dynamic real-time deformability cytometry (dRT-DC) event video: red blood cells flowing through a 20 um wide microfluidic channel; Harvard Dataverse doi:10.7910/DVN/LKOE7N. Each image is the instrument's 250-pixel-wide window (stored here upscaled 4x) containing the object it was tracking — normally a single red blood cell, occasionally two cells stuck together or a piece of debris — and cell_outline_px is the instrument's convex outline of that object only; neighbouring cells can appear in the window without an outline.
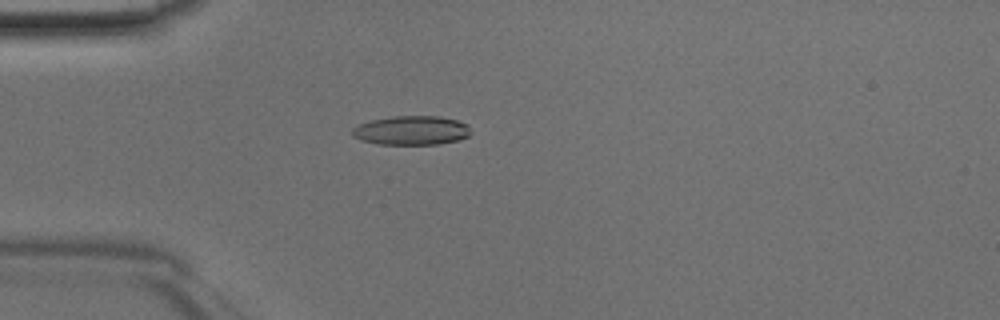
{"species": "Egyptian fruit bat (a non-hibernating species)", "species_latin": "Rousettus aegyptiacus", "temperature_condition": "room temperature", "stored_images_in_passage": 41, "camera_frame_rate_fps": 3000, "um_per_image_px": 0.085, "animal": {"sex": "male"}, "frame": {"image": 1, "passage_image": 8, "time_ms": 2.333, "image_size_px": [1000, 320], "cell_outline_px": [[468, 136], [460, 140], [440, 144], [380, 144], [360, 140], [352, 136], [352, 128], [360, 124], [372, 120], [392, 116], [440, 116], [456, 120], [468, 124]], "centroid_in_image_um": [34.96, 11.08], "position_along_channel_um": 50.0, "area_um2": 20.06}}
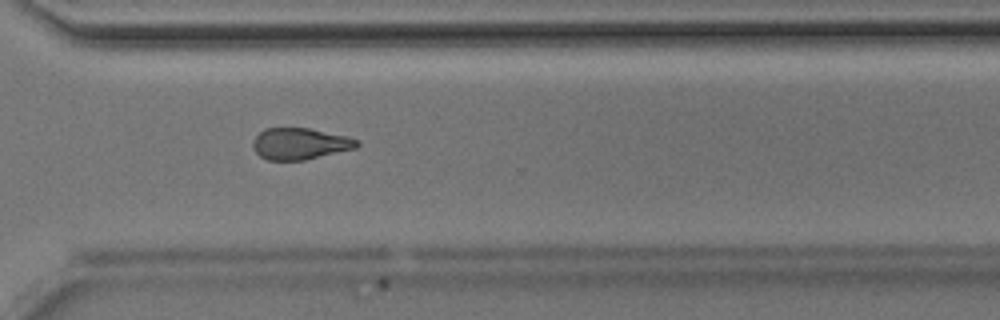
{"frame": {"image": 2, "passage_image": 29, "time_ms": 9.333, "image_size_px": [1000, 320], "cell_outline_px": [[360, 144], [356, 148], [304, 160], [268, 160], [260, 156], [252, 148], [252, 140], [264, 128], [308, 128], [348, 136], [360, 140]], "centroid_in_image_um": [25.5, 12.21], "position_along_channel_um": 345.1, "area_um2": 19.19}}
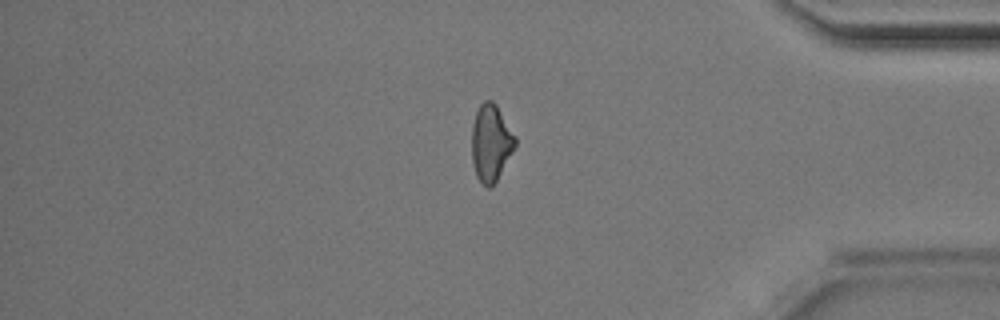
{"frame": {"image": 3, "passage_image": 34, "time_ms": 11.0, "image_size_px": [1000, 320], "cell_outline_px": [[516, 144], [512, 152], [496, 180], [488, 188], [480, 184], [476, 176], [472, 160], [472, 124], [476, 112], [480, 104], [484, 100], [492, 100], [496, 104], [516, 136]], "centroid_in_image_um": [41.71, 12.12], "position_along_channel_um": 393.5, "area_um2": 19.36}}